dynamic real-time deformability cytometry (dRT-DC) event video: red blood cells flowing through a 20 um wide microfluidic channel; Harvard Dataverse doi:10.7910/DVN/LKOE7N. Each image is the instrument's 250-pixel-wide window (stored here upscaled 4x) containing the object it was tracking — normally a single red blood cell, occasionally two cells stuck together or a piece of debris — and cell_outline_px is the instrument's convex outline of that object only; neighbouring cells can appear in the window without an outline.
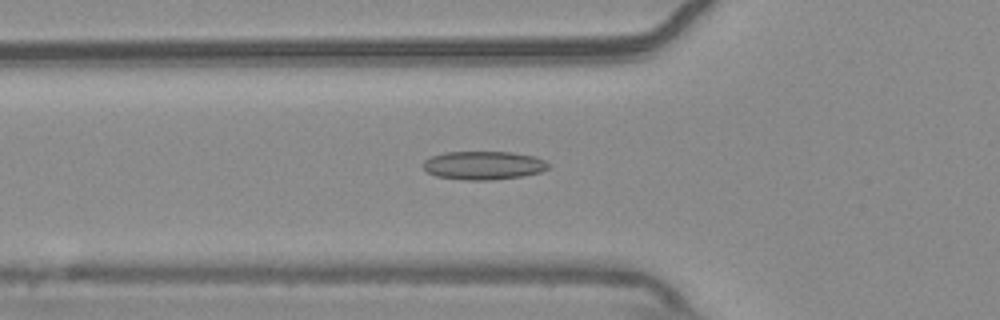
{"species": "common noctule bat (a hibernating species)", "species_latin": "Nyctalus noctula", "temperature_condition": "warm", "stored_images_in_passage": 55, "camera_frame_rate_fps": 3000, "um_per_image_px": 0.085, "animal": {"sex": "male", "body_mass_g": 20.4}, "frame": {"image": 1, "passage_image": 19, "time_ms": 6.0, "image_size_px": [1000, 320], "cell_outline_px": [[552, 164], [548, 168], [540, 172], [524, 176], [492, 180], [464, 180], [436, 176], [428, 172], [424, 168], [424, 160], [432, 156], [444, 152], [512, 152], [532, 156], [544, 160]], "centroid_in_image_um": [41.12, 14.06], "position_along_channel_um": 84.7, "area_um2": 20.81}}
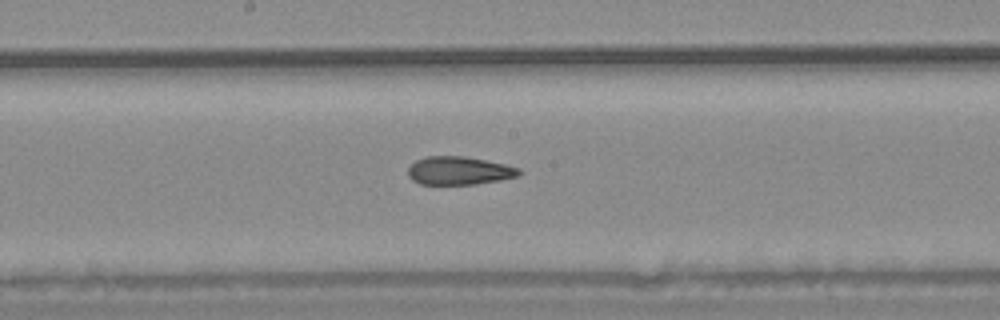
{"frame": {"image": 2, "passage_image": 29, "time_ms": 9.333, "image_size_px": [1000, 320], "cell_outline_px": [[524, 172], [520, 176], [500, 180], [476, 184], [420, 184], [412, 180], [408, 176], [408, 168], [416, 160], [428, 156], [464, 156], [504, 164], [520, 168]], "centroid_in_image_um": [39.05, 14.51], "position_along_channel_um": 209.1, "area_um2": 18.32}}
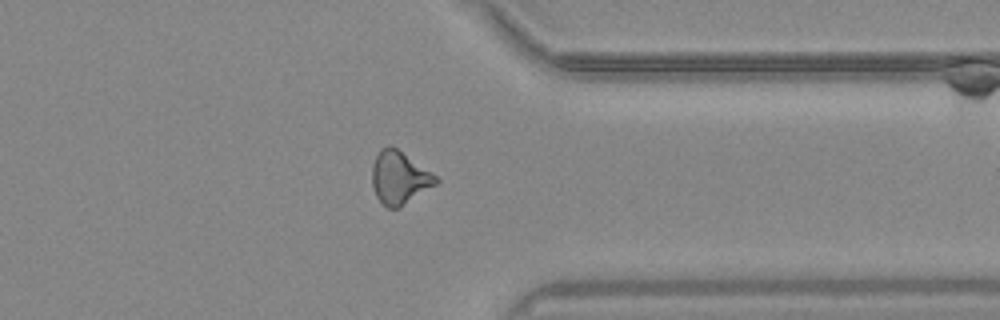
{"frame": {"image": 3, "passage_image": 43, "time_ms": 14.0, "image_size_px": [1000, 320], "cell_outline_px": [[440, 180], [436, 184], [400, 208], [388, 208], [376, 196], [372, 184], [372, 164], [380, 148], [388, 144], [396, 148], [436, 176]], "centroid_in_image_um": [33.92, 15.11], "position_along_channel_um": 377.5, "area_um2": 19.42}, "authors_computed_cell_mechanics": {"area_um2": 19.4208, "velocity_mm_per_s": 3.7136, "shape_relaxation_time_tau1_ms": null, "shape_relaxation_time_tau2_ms": 2.7424, "deformation_change_tau1": null, "deformation_change_tau2": 0.1017}}